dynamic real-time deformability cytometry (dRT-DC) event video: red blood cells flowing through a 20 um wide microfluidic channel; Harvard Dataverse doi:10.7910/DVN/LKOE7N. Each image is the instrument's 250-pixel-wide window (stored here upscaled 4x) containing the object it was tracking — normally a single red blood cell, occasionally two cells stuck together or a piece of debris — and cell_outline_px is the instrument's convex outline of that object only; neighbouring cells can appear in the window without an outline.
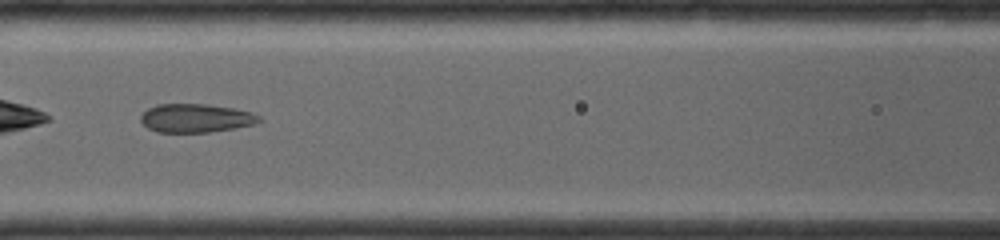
{"species": "common noctule bat (a hibernating species)", "species_latin": "Nyctalus noctula", "temperature_condition": "room temperature", "stored_images_in_passage": 26, "camera_frame_rate_fps": 4000, "um_per_image_px": 0.085, "animal": {"sex": "female", "body_mass_g": 19.0, "forearm_length_mm": 56.7}, "frame": {"image": 1, "passage_image": 8, "time_ms": 2.25, "image_size_px": [1000, 240], "cell_outline_px": [[260, 120], [256, 124], [236, 128], [208, 132], [156, 132], [148, 128], [140, 120], [140, 116], [148, 108], [156, 104], [208, 104], [232, 108], [252, 112], [260, 116]], "centroid_in_image_um": [16.64, 10.04], "position_along_channel_um": 150.0, "area_um2": 19.77}}
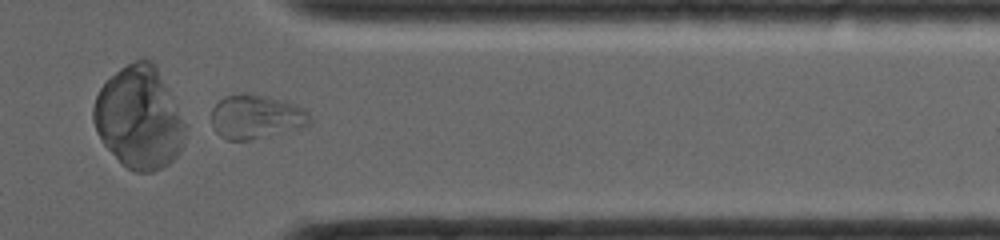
{"frame": {"image": 2, "passage_image": 26, "time_ms": 7.75, "image_size_px": [1000, 240], "cell_outline_px": [[312, 120], [308, 124], [248, 140], [228, 140], [220, 136], [212, 128], [212, 108], [224, 96], [248, 92], [292, 104], [308, 112]], "centroid_in_image_um": [21.67, 9.91], "position_along_channel_um": 389.7, "area_um2": 24.45}}